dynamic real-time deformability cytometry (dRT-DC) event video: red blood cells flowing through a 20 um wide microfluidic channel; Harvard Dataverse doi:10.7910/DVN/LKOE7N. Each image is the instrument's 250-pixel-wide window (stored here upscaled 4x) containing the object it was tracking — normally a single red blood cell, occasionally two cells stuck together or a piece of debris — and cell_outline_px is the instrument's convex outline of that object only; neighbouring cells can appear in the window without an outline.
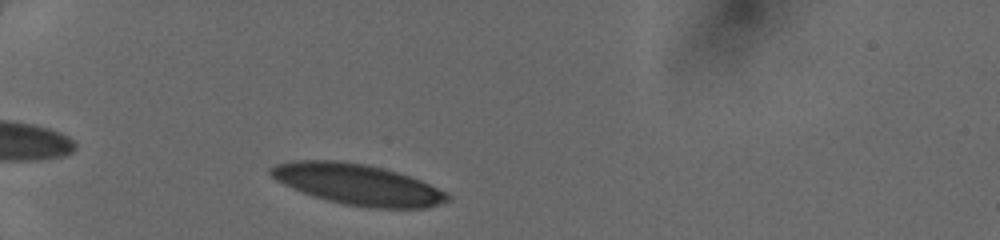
{"species": "human", "species_latin": "Homo sapiens", "temperature_condition": "cold", "stored_images_in_passage": 29, "camera_frame_rate_fps": 3000, "um_per_image_px": 0.085, "donor": {"sex": "female"}, "frame": {"image": 1, "passage_image": 1, "time_ms": 0.0, "image_size_px": [1000, 240], "cell_outline_px": [[452, 200], [428, 208], [368, 208], [344, 204], [312, 196], [300, 192], [276, 180], [268, 172], [268, 168], [276, 164], [296, 160], [340, 160], [364, 164], [384, 168], [420, 180], [448, 192], [452, 196]], "centroid_in_image_um": [30.42, 15.68], "position_along_channel_um": 54.6, "area_um2": 42.31}}
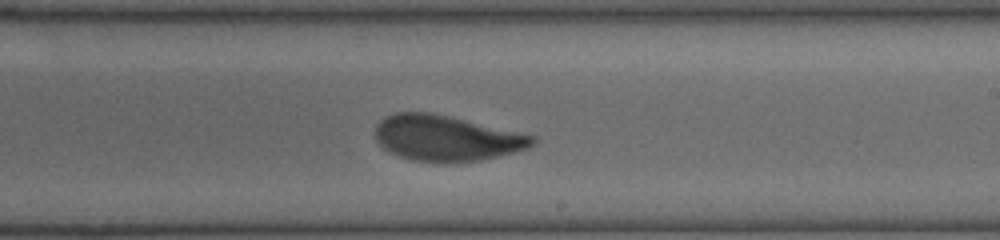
{"frame": {"image": 2, "passage_image": 17, "time_ms": 5.333, "image_size_px": [1000, 240], "cell_outline_px": [[536, 144], [528, 148], [480, 160], [412, 160], [388, 152], [376, 140], [376, 124], [384, 116], [396, 112], [428, 112], [448, 116], [536, 136]], "centroid_in_image_um": [37.91, 11.71], "position_along_channel_um": 251.1, "area_um2": 40.86}}
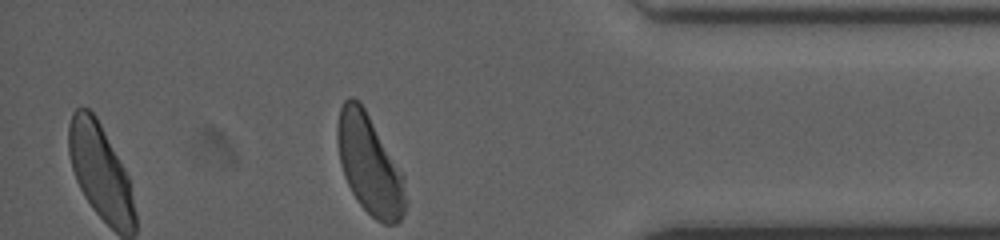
{"frame": {"image": 3, "passage_image": 29, "time_ms": 9.333, "image_size_px": [1000, 240], "cell_outline_px": [[408, 200], [404, 212], [400, 220], [396, 224], [384, 224], [376, 220], [356, 200], [344, 176], [340, 164], [336, 140], [336, 124], [340, 108], [344, 100], [348, 96], [352, 96], [360, 100], [404, 176]], "centroid_in_image_um": [31.4, 13.98], "position_along_channel_um": 403.8, "area_um2": 39.88}}